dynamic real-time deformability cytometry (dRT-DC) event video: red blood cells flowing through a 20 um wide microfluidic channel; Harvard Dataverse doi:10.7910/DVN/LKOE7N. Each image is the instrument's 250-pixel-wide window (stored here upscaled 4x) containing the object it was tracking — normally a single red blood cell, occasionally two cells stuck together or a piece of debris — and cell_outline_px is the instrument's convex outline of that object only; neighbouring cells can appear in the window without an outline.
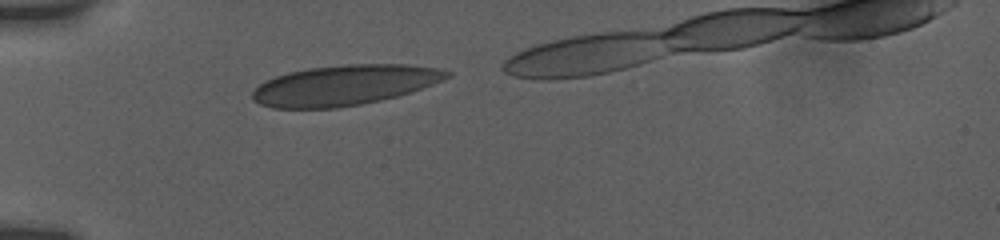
{"species": "human", "species_latin": "Homo sapiens", "temperature_condition": "room temperature", "stored_images_in_passage": 11, "segment_of_instrument_passage": [1, 2], "camera_frame_rate_fps": 3000, "um_per_image_px": 0.085, "donor": {"sex": "female"}, "frame": {"image": 1, "passage_image": 2, "time_ms": 0.333, "image_size_px": [1000, 240], "cell_outline_px": [[452, 76], [432, 84], [396, 96], [380, 100], [360, 104], [336, 108], [272, 108], [260, 104], [252, 100], [252, 92], [260, 84], [276, 76], [288, 72], [308, 68], [344, 64], [404, 64], [436, 68], [452, 72]], "centroid_in_image_um": [29.25, 7.23], "position_along_channel_um": 55.8, "area_um2": 45.32}}
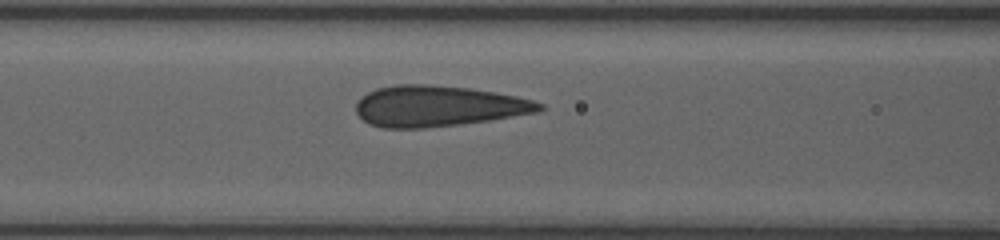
{"frame": {"image": 2, "passage_image": 7, "time_ms": 2.667, "image_size_px": [1000, 240], "cell_outline_px": [[544, 108], [540, 112], [488, 120], [460, 124], [424, 128], [380, 128], [368, 124], [356, 112], [356, 104], [368, 92], [376, 88], [396, 84], [428, 84], [468, 88], [516, 96], [532, 100], [544, 104]], "centroid_in_image_um": [37.23, 9.02], "position_along_channel_um": 129.4, "area_um2": 43.58}}
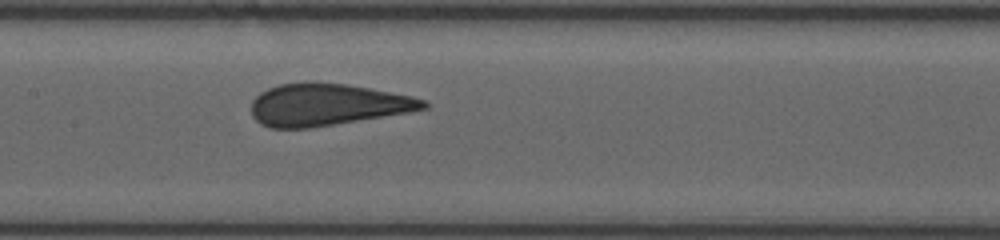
{"frame": {"image": 3, "passage_image": 10, "time_ms": 4.0, "image_size_px": [1000, 240], "cell_outline_px": [[428, 108], [408, 112], [308, 128], [272, 128], [260, 124], [252, 116], [252, 100], [260, 92], [268, 88], [280, 84], [344, 84], [368, 88], [412, 96], [424, 100], [428, 104]], "centroid_in_image_um": [27.79, 8.92], "position_along_channel_um": 179.6, "area_um2": 41.1}}